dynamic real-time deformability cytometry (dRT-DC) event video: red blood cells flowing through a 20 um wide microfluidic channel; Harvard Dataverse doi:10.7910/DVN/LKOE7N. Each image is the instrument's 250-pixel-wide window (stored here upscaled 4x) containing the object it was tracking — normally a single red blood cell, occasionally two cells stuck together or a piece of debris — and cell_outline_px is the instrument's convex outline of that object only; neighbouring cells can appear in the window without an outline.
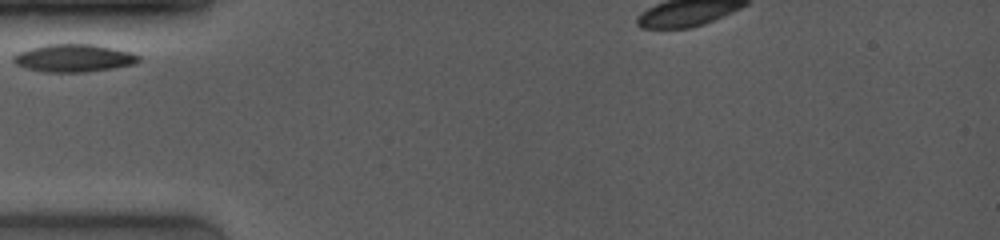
{"species": "common noctule bat (a hibernating species)", "species_latin": "Nyctalus noctula", "temperature_condition": "room temperature", "stored_images_in_passage": 61, "camera_frame_rate_fps": 4000, "um_per_image_px": 0.085, "animal": {"sex": "female", "body_mass_g": 19.0, "forearm_length_mm": 53.3}, "frame": {"image": 1, "passage_image": 1, "time_ms": 0.0, "image_size_px": [1000, 240], "cell_outline_px": [[140, 60], [132, 64], [112, 68], [88, 72], [44, 72], [24, 68], [16, 64], [12, 60], [12, 56], [20, 52], [32, 48], [48, 44], [92, 44], [132, 52], [140, 56]], "centroid_in_image_um": [6.25, 4.94], "position_along_channel_um": 78.7, "area_um2": 20.11}}
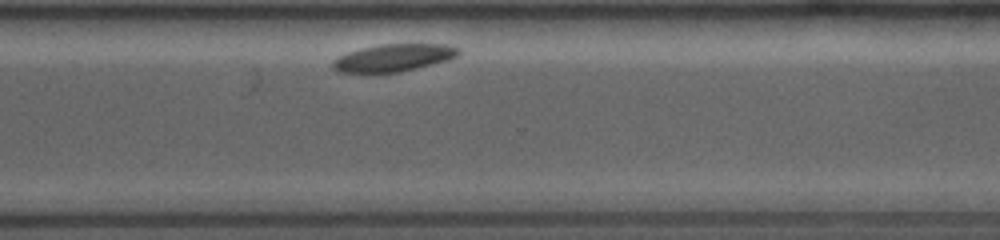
{"frame": {"image": 2, "passage_image": 61, "time_ms": 7.5, "image_size_px": [1000, 240], "cell_outline_px": [[460, 52], [456, 56], [448, 60], [400, 72], [336, 72], [332, 68], [332, 60], [348, 52], [360, 48], [380, 44], [444, 44], [460, 48]], "centroid_in_image_um": [33.43, 4.9], "position_along_channel_um": 337.2, "area_um2": 20.0}}